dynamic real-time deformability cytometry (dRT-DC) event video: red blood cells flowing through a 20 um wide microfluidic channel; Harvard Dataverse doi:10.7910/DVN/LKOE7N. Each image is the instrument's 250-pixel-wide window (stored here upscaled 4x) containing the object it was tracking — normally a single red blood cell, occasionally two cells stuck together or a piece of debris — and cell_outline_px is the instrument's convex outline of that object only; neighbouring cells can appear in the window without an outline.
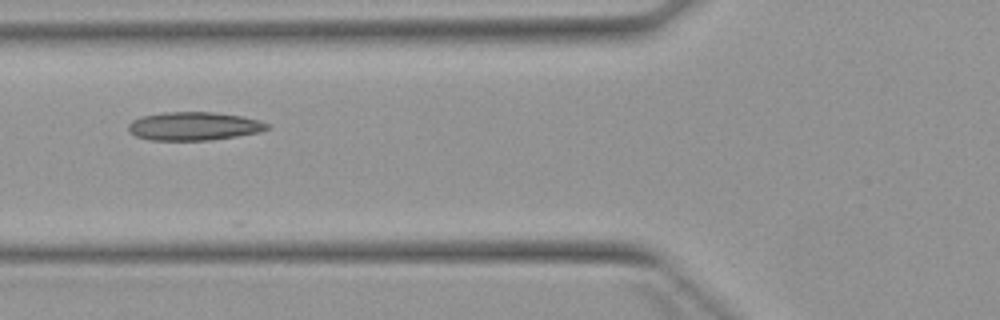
{"species": "Egyptian fruit bat (a non-hibernating species)", "species_latin": "Rousettus aegyptiacus", "temperature_condition": "warm", "stored_images_in_passage": 9, "camera_frame_rate_fps": 3000, "um_per_image_px": 0.085, "animal": {"sex": "female"}, "frame": {"image": 1, "passage_image": 6, "time_ms": 6.0, "image_size_px": [1000, 320], "cell_outline_px": [[272, 128], [260, 132], [212, 140], [148, 140], [136, 136], [128, 128], [128, 124], [132, 120], [140, 116], [164, 112], [212, 112], [244, 116], [260, 120], [272, 124]], "centroid_in_image_um": [16.54, 10.72], "position_along_channel_um": 109.3, "area_um2": 23.24}}
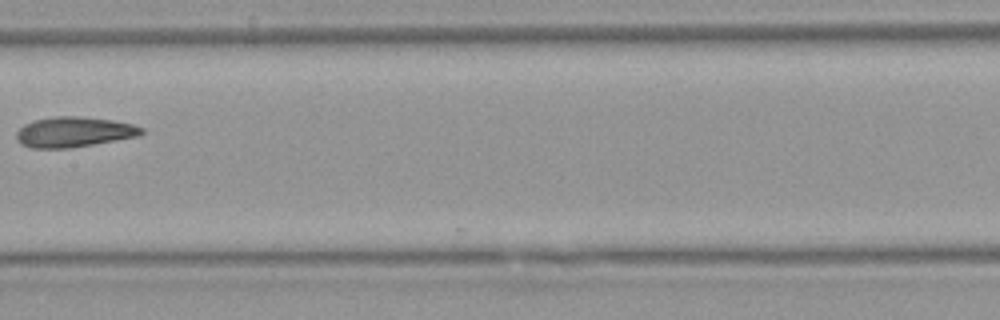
{"frame": {"image": 2, "passage_image": 8, "time_ms": 8.333, "image_size_px": [1000, 320], "cell_outline_px": [[144, 132], [140, 136], [72, 148], [32, 148], [20, 144], [16, 140], [16, 132], [24, 124], [32, 120], [56, 116], [80, 116], [112, 120], [132, 124], [144, 128]], "centroid_in_image_um": [6.27, 11.22], "position_along_channel_um": 201.1, "area_um2": 22.31}}
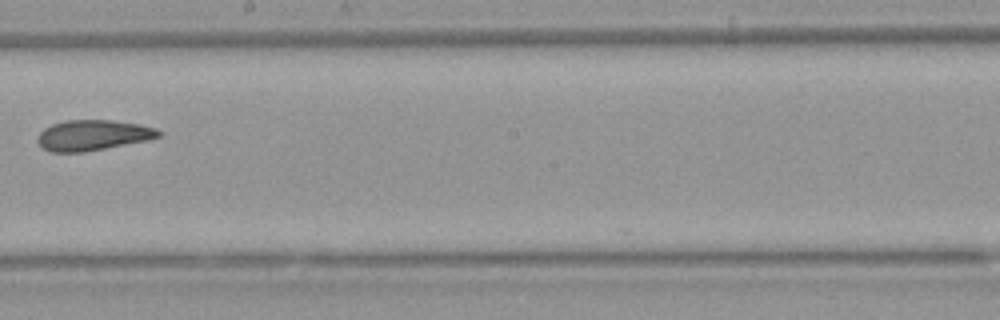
{"frame": {"image": 3, "passage_image": 9, "time_ms": 9.333, "image_size_px": [1000, 320], "cell_outline_px": [[164, 132], [160, 136], [148, 140], [84, 152], [48, 152], [40, 148], [36, 140], [40, 132], [44, 128], [52, 124], [64, 120], [112, 120], [140, 124], [156, 128]], "centroid_in_image_um": [7.87, 11.49], "position_along_channel_um": 240.3, "area_um2": 21.79}}